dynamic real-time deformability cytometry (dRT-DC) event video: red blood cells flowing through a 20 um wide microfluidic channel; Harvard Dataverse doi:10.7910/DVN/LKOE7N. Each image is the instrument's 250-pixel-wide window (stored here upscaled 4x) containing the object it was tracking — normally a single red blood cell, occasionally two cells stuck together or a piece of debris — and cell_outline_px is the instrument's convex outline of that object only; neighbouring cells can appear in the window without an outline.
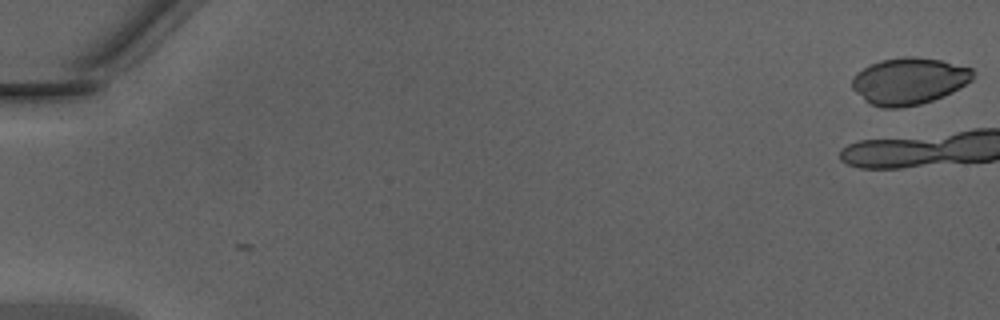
{"species": "Egyptian fruit bat (a non-hibernating species)", "species_latin": "Rousettus aegyptiacus", "temperature_condition": "warm", "stored_images_in_passage": 10, "camera_frame_rate_fps": 3000, "um_per_image_px": 0.085, "animal": {"sex": "male"}, "frame": {"image": 1, "passage_image": 1, "time_ms": 0.0, "image_size_px": [1000, 320], "cell_outline_px": [[976, 72], [972, 80], [952, 92], [944, 96], [920, 104], [900, 108], [880, 108], [864, 100], [852, 88], [852, 76], [868, 64], [880, 60], [904, 56], [912, 56], [940, 60], [972, 68]], "centroid_in_image_um": [77.25, 6.88], "position_along_channel_um": 7.7, "area_um2": 33.18}}